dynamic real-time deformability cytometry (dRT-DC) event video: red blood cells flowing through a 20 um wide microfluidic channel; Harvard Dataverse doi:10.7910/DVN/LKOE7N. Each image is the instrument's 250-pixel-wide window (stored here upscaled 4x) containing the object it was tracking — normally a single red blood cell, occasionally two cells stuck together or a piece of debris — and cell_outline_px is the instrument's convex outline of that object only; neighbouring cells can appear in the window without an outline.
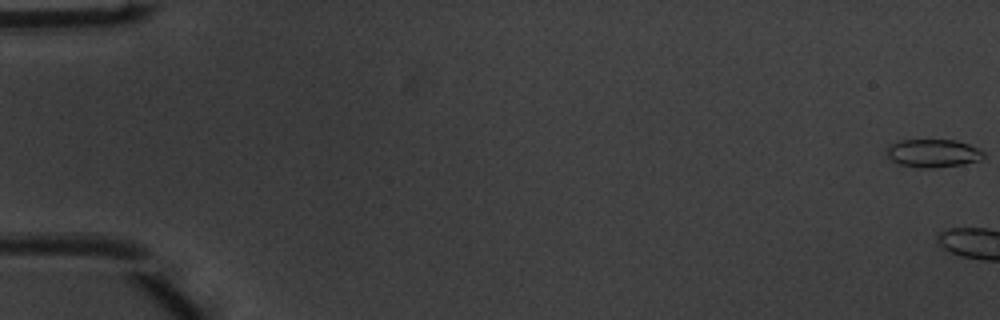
{"species": "common noctule bat (a hibernating species)", "species_latin": "Nyctalus noctula", "temperature_condition": "warm", "stored_images_in_passage": 4, "camera_frame_rate_fps": 3000, "um_per_image_px": 0.085, "animal": {"sex": "male", "body_mass_g": 20.1, "forearm_length_mm": 53.5}, "frame": {"image": 1, "passage_image": 1, "time_ms": 0.0, "image_size_px": [1000, 320], "cell_outline_px": [[984, 156], [980, 160], [964, 164], [936, 168], [916, 168], [900, 164], [892, 160], [888, 156], [888, 148], [892, 144], [900, 140], [956, 140], [980, 148], [984, 152]], "centroid_in_image_um": [79.36, 13.03], "position_along_channel_um": 5.6, "area_um2": 15.9}}